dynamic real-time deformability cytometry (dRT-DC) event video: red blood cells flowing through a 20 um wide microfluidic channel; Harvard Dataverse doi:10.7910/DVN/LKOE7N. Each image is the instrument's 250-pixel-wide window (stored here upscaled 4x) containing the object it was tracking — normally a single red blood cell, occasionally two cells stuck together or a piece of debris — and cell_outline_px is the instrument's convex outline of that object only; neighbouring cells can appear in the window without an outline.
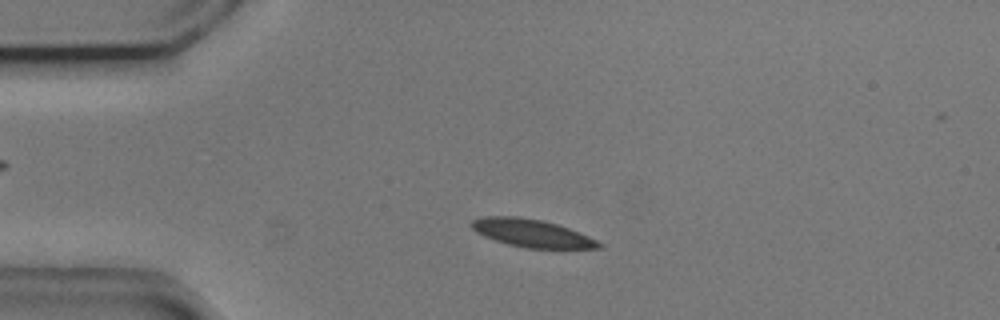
{"species": "common noctule bat (a hibernating species)", "species_latin": "Nyctalus noctula", "temperature_condition": "cold", "stored_images_in_passage": 52, "camera_frame_rate_fps": 3000, "um_per_image_px": 0.085, "animal": {"sex": "male", "body_mass_g": 20.5, "forearm_length_mm": 52.5}, "frame": {"image": 1, "passage_image": 9, "time_ms": 2.667, "image_size_px": [1000, 320], "cell_outline_px": [[604, 244], [600, 248], [528, 248], [508, 244], [484, 236], [476, 232], [468, 224], [472, 220], [484, 216], [520, 216], [544, 220], [568, 228], [588, 236]], "centroid_in_image_um": [45.17, 19.8], "position_along_channel_um": 39.8, "area_um2": 20.58}}
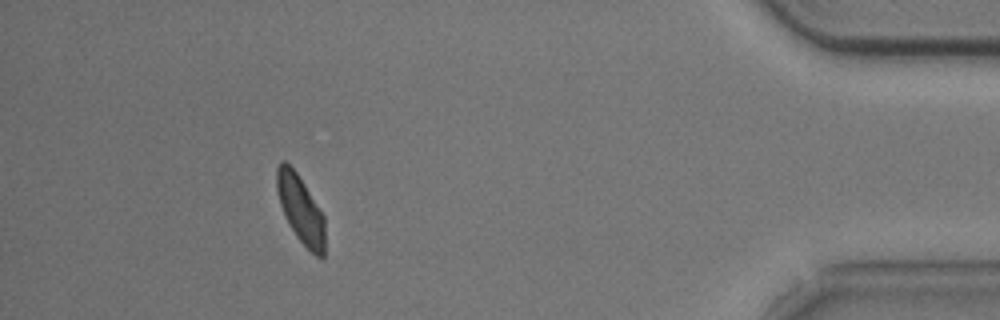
{"frame": {"image": 2, "passage_image": 46, "time_ms": 15.0, "image_size_px": [1000, 320], "cell_outline_px": [[324, 256], [316, 256], [296, 236], [288, 224], [284, 216], [280, 204], [276, 188], [276, 168], [280, 160], [284, 160], [296, 172], [304, 184], [324, 216]], "centroid_in_image_um": [25.51, 17.76], "position_along_channel_um": 409.7, "area_um2": 18.79}, "authors_computed_cell_mechanics": {"area_um2": 20.6924, "velocity_mm_per_s": 3.6806, "shape_relaxation_time_tau1_ms": 3.2633, "shape_relaxation_time_tau2_ms": 4.3338, "deformation_change_tau1": 0.0988, "deformation_change_tau2": 0.0996}}